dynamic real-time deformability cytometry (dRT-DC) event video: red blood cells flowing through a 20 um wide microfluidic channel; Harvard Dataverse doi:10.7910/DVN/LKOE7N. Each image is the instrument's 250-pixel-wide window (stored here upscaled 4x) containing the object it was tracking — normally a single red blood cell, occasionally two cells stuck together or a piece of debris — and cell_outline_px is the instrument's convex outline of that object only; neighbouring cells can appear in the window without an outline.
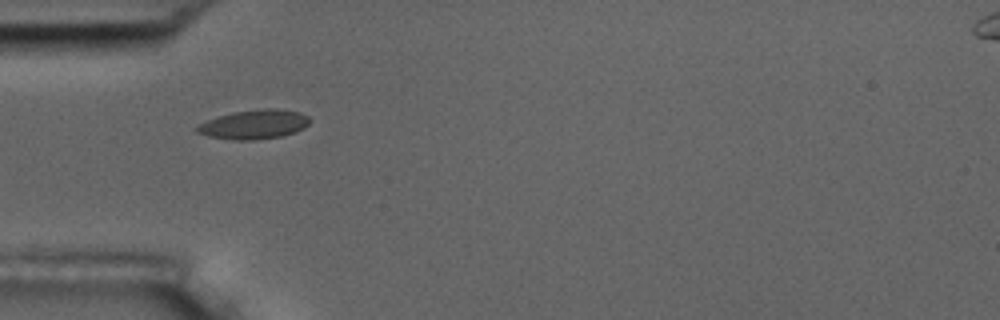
{"species": "common noctule bat (a hibernating species)", "species_latin": "Nyctalus noctula", "temperature_condition": "room temperature", "stored_images_in_passage": 33, "camera_frame_rate_fps": 3000, "um_per_image_px": 0.085, "animal": {"sex": "male", "body_mass_g": 17.5, "forearm_length_mm": 52.3}, "frame": {"image": 1, "passage_image": 1, "time_ms": 0.0, "image_size_px": [1000, 320], "cell_outline_px": [[312, 120], [304, 128], [296, 132], [280, 136], [252, 140], [232, 140], [208, 136], [196, 132], [196, 124], [232, 112], [260, 108], [276, 108], [300, 112], [308, 116]], "centroid_in_image_um": [21.61, 10.56], "position_along_channel_um": 63.4, "area_um2": 19.36}}
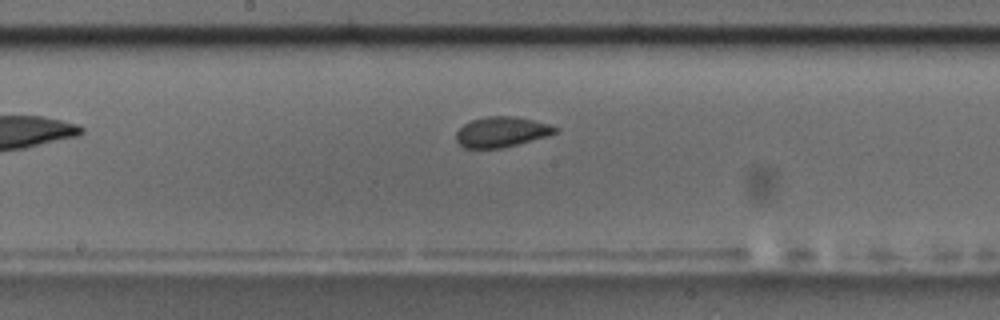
{"frame": {"image": 2, "passage_image": 13, "time_ms": 4.0, "image_size_px": [1000, 320], "cell_outline_px": [[560, 128], [556, 132], [544, 136], [504, 148], [464, 148], [456, 140], [456, 132], [464, 124], [472, 120], [488, 116], [516, 116], [548, 124]], "centroid_in_image_um": [42.6, 11.21], "position_along_channel_um": 205.6, "area_um2": 17.28}}
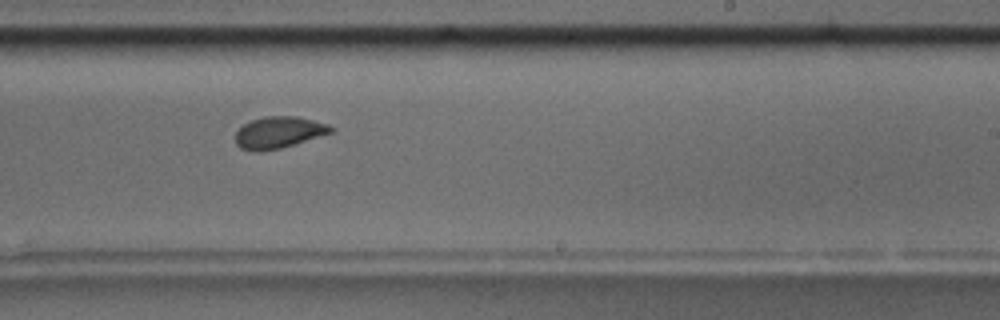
{"frame": {"image": 3, "passage_image": 18, "time_ms": 5.667, "image_size_px": [1000, 320], "cell_outline_px": [[336, 128], [332, 132], [280, 148], [260, 152], [256, 152], [240, 148], [236, 144], [236, 132], [244, 124], [252, 120], [264, 116], [296, 116], [328, 124]], "centroid_in_image_um": [23.68, 11.25], "position_along_channel_um": 265.3, "area_um2": 17.46}, "authors_computed_cell_mechanics": {"area_um2": 17.8602, "velocity_mm_per_s": 3.5926, "shape_relaxation_time_tau1_ms": 4.5692, "shape_relaxation_time_tau2_ms": 1.4597, "deformation_change_tau1": 0.1297, "deformation_change_tau2": 0.0665}}